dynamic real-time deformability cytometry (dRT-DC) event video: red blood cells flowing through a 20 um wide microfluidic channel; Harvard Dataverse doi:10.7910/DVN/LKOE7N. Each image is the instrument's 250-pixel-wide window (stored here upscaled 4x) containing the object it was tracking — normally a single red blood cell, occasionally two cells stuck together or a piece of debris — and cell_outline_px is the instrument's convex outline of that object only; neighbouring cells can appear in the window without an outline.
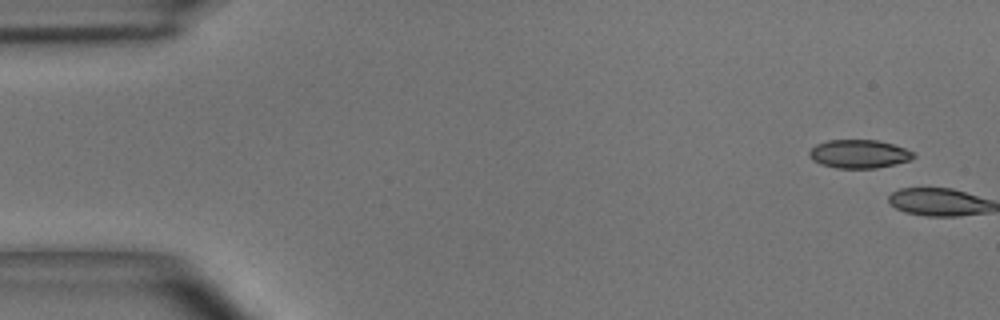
{"species": "common noctule bat (a hibernating species)", "species_latin": "Nyctalus noctula", "temperature_condition": "room temperature", "stored_images_in_passage": 5, "camera_frame_rate_fps": 3000, "um_per_image_px": 0.085, "animal": {"sex": "male", "body_mass_g": 15.6}, "frame": {"image": 1, "passage_image": 1, "time_ms": 0.0, "image_size_px": [1000, 320], "cell_outline_px": [[916, 156], [908, 160], [876, 168], [836, 168], [820, 164], [812, 160], [808, 156], [808, 152], [816, 144], [828, 140], [876, 140], [892, 144], [916, 152]], "centroid_in_image_um": [72.98, 13.08], "position_along_channel_um": 12.0, "area_um2": 17.22}}
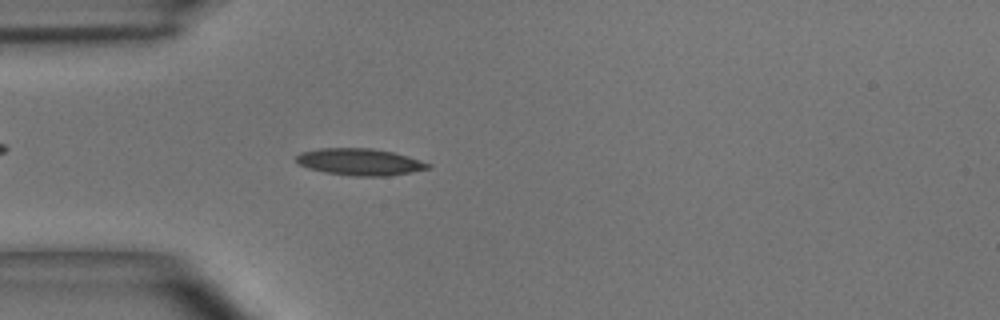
{"frame": {"image": 2, "passage_image": 5, "time_ms": 1.333, "image_size_px": [1000, 320], "cell_outline_px": [[432, 168], [412, 172], [388, 176], [356, 176], [324, 172], [308, 168], [300, 164], [296, 160], [296, 156], [300, 152], [320, 148], [372, 148], [392, 152], [408, 156], [432, 164]], "centroid_in_image_um": [30.61, 13.76], "position_along_channel_um": 54.4, "area_um2": 20.63}}